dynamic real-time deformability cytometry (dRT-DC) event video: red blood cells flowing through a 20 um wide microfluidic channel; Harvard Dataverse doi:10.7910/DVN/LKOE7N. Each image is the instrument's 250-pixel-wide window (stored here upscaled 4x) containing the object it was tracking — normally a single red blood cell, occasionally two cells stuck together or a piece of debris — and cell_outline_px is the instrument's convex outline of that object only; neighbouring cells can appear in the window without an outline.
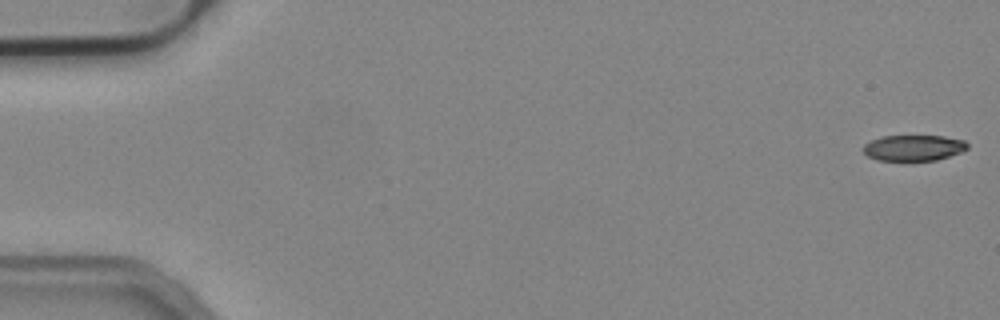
{"species": "common noctule bat (a hibernating species)", "species_latin": "Nyctalus noctula", "temperature_condition": "cold", "stored_images_in_passage": 54, "camera_frame_rate_fps": 3000, "um_per_image_px": 0.085, "animal": {"sex": "male", "body_mass_g": 19.2, "forearm_length_mm": 51.8}, "frame": {"image": 1, "passage_image": 1, "time_ms": 0.0, "image_size_px": [1000, 320], "cell_outline_px": [[968, 148], [960, 152], [936, 160], [876, 160], [868, 156], [864, 152], [864, 144], [872, 140], [884, 136], [944, 136], [964, 140], [968, 144]], "centroid_in_image_um": [77.66, 12.56], "position_along_channel_um": 7.3, "area_um2": 15.49}}
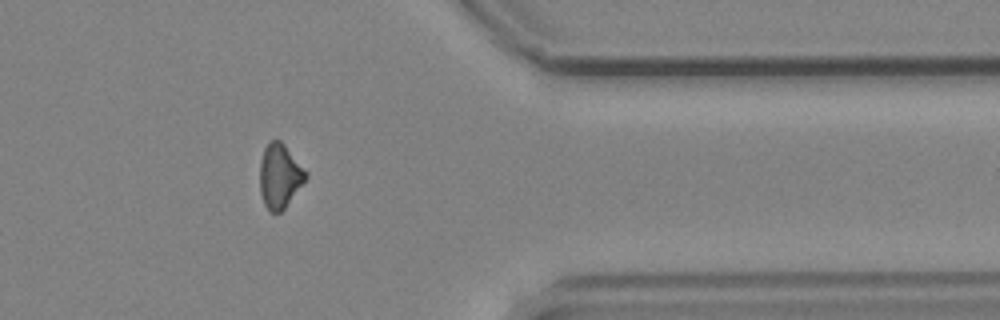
{"frame": {"image": 2, "passage_image": 44, "time_ms": 14.333, "image_size_px": [1000, 320], "cell_outline_px": [[308, 176], [284, 208], [280, 212], [268, 212], [264, 204], [260, 192], [260, 160], [264, 148], [268, 140], [280, 140], [284, 144], [308, 172]], "centroid_in_image_um": [23.76, 14.94], "position_along_channel_um": 387.6, "area_um2": 17.22}}
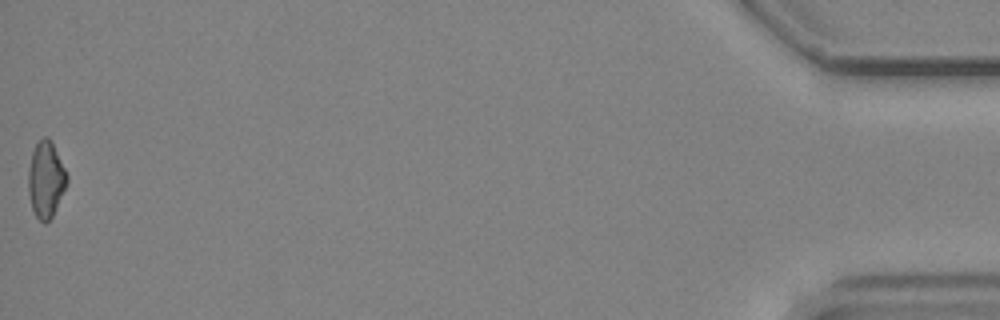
{"frame": {"image": 3, "passage_image": 54, "time_ms": 17.667, "image_size_px": [1000, 320], "cell_outline_px": [[68, 180], [52, 216], [44, 224], [36, 216], [32, 208], [28, 192], [28, 168], [32, 152], [36, 144], [44, 136], [48, 136], [68, 176]], "centroid_in_image_um": [3.87, 15.26], "position_along_channel_um": 431.3, "area_um2": 16.76}, "authors_computed_cell_mechanics": {"area_um2": 17.9469, "velocity_mm_per_s": 3.8138, "shape_relaxation_time_tau1_ms": 4.5298, "shape_relaxation_time_tau2_ms": null, "deformation_change_tau1": 0.1252, "deformation_change_tau2": null}}